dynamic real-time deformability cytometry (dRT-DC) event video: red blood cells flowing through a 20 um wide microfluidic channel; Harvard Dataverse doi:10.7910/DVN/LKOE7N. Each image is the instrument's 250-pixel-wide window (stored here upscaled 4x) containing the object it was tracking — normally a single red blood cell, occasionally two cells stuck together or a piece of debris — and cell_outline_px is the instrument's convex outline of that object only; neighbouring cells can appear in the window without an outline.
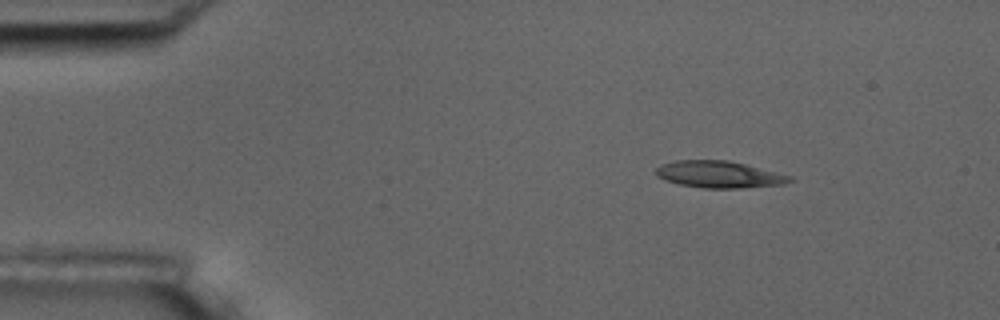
{"species": "common noctule bat (a hibernating species)", "species_latin": "Nyctalus noctula", "temperature_condition": "room temperature", "stored_images_in_passage": 5, "camera_frame_rate_fps": 3000, "um_per_image_px": 0.085, "animal": {"sex": "male", "body_mass_g": 17.5, "forearm_length_mm": 52.3}, "frame": {"image": 1, "passage_image": 2, "time_ms": 0.333, "image_size_px": [1000, 320], "cell_outline_px": [[796, 180], [784, 184], [740, 188], [704, 188], [680, 184], [664, 180], [656, 176], [656, 168], [660, 164], [676, 160], [728, 160], [792, 176]], "centroid_in_image_um": [61.12, 14.83], "position_along_channel_um": 23.9, "area_um2": 20.92}}
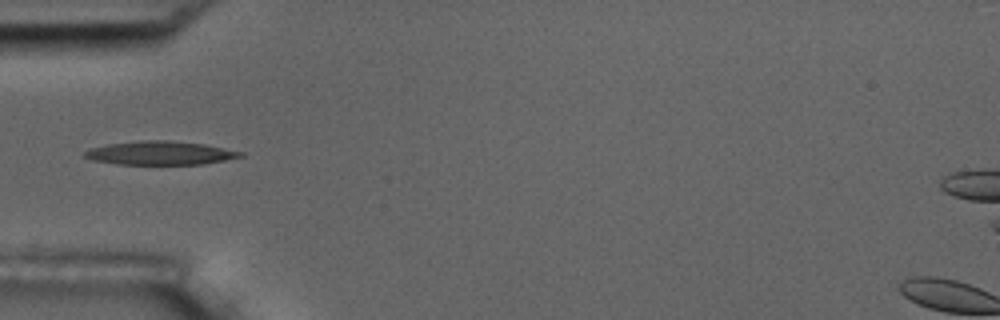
{"frame": {"image": 2, "passage_image": 5, "time_ms": 1.333, "image_size_px": [1000, 320], "cell_outline_px": [[244, 156], [204, 164], [116, 164], [92, 160], [80, 156], [84, 152], [92, 148], [108, 144], [144, 140], [168, 140], [204, 144], [244, 152]], "centroid_in_image_um": [13.6, 13.01], "position_along_channel_um": 71.4, "area_um2": 21.39}}